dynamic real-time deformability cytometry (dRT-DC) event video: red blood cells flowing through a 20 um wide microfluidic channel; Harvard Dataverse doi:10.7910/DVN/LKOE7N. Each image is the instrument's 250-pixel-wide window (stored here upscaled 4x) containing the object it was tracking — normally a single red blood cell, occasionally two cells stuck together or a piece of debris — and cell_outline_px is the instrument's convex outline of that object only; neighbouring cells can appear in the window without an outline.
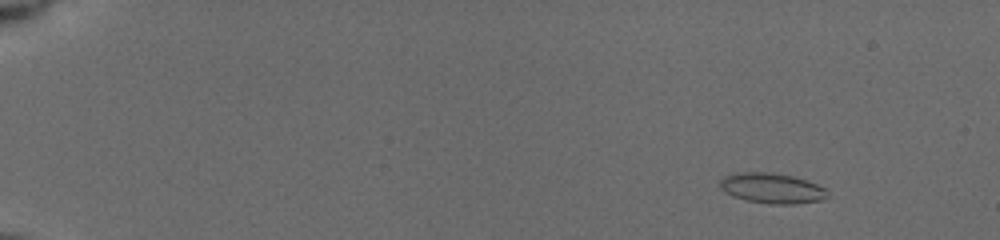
{"species": "common noctule bat (a hibernating species)", "species_latin": "Nyctalus noctula", "temperature_condition": "cold", "stored_images_in_passage": 10, "camera_frame_rate_fps": 3000, "um_per_image_px": 0.085, "animal": {"sex": "female", "body_mass_g": 19.5, "forearm_length_mm": 54.1}, "frame": {"image": 1, "passage_image": 1, "time_ms": 0.0, "image_size_px": [1000, 240], "cell_outline_px": [[824, 196], [820, 200], [792, 204], [772, 204], [748, 200], [732, 196], [724, 192], [720, 188], [720, 180], [724, 176], [736, 172], [772, 172], [792, 176], [816, 184], [824, 188]], "centroid_in_image_um": [65.51, 15.98], "position_along_channel_um": 19.5, "area_um2": 18.61}}